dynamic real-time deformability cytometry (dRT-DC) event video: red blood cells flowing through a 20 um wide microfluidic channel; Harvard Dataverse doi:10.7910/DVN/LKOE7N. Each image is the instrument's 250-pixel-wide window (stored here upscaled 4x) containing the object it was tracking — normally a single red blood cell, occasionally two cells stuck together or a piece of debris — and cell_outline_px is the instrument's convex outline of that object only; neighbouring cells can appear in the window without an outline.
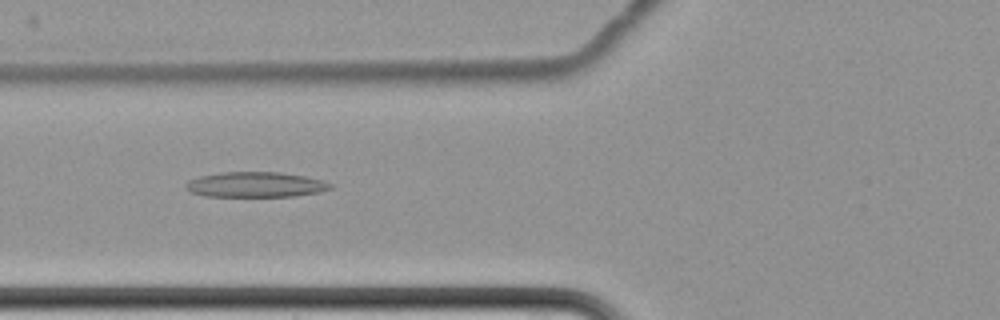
{"species": "common noctule bat (a hibernating species)", "species_latin": "Nyctalus noctula", "temperature_condition": "cold", "stored_images_in_passage": 5, "camera_frame_rate_fps": 3000, "um_per_image_px": 0.085, "animal": {"sex": "female", "body_mass_g": 22.7, "forearm_length_mm": 54.2}, "frame": {"image": 1, "passage_image": 2, "time_ms": 1.333, "image_size_px": [1000, 320], "cell_outline_px": [[332, 188], [320, 192], [296, 196], [204, 196], [192, 192], [184, 188], [184, 184], [188, 180], [200, 176], [220, 172], [280, 172], [304, 176], [320, 180], [332, 184]], "centroid_in_image_um": [21.69, 15.69], "position_along_channel_um": 104.1, "area_um2": 21.27}}
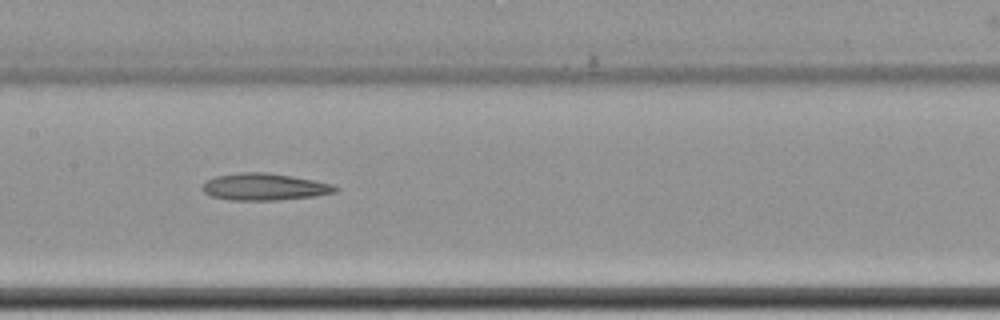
{"frame": {"image": 2, "passage_image": 4, "time_ms": 3.667, "image_size_px": [1000, 320], "cell_outline_px": [[340, 188], [336, 192], [316, 196], [280, 200], [228, 200], [212, 196], [204, 192], [200, 188], [204, 180], [216, 176], [240, 172], [268, 172], [292, 176], [332, 184]], "centroid_in_image_um": [22.44, 15.88], "position_along_channel_um": 185.0, "area_um2": 21.1}}
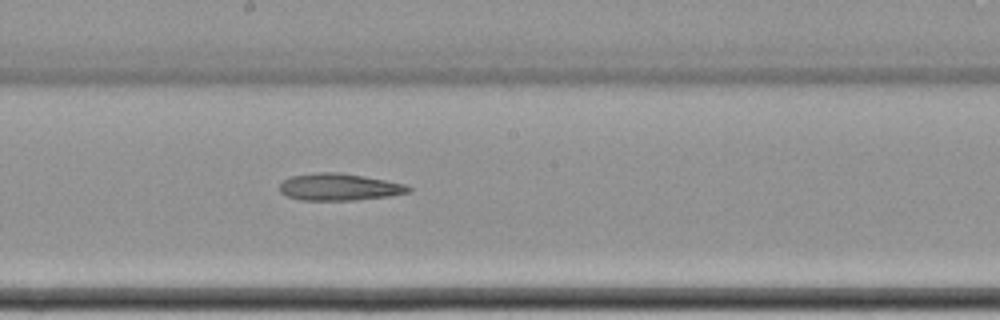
{"frame": {"image": 3, "passage_image": 5, "time_ms": 4.667, "image_size_px": [1000, 320], "cell_outline_px": [[412, 192], [388, 196], [356, 200], [300, 200], [288, 196], [280, 192], [280, 184], [284, 180], [292, 176], [316, 172], [340, 172], [364, 176], [404, 184], [412, 188]], "centroid_in_image_um": [28.84, 15.89], "position_along_channel_um": 219.4, "area_um2": 20.23}}